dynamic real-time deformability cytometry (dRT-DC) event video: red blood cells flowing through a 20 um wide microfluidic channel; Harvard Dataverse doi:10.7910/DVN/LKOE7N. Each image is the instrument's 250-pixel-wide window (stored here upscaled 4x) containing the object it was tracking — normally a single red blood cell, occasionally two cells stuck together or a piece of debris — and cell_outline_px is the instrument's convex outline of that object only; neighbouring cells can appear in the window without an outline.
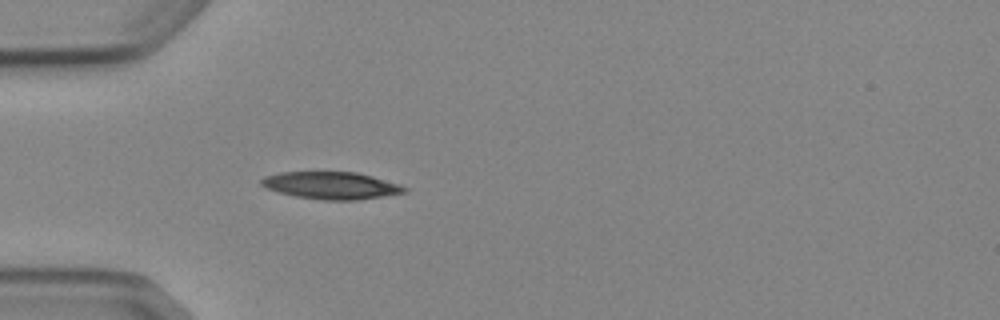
{"species": "Egyptian fruit bat (a non-hibernating species)", "species_latin": "Rousettus aegyptiacus", "temperature_condition": "cold", "stored_images_in_passage": 3, "camera_frame_rate_fps": 3000, "um_per_image_px": 0.085, "animal": {"sex": "female"}, "frame": {"image": 1, "passage_image": 3, "time_ms": 2.333, "image_size_px": [1000, 320], "cell_outline_px": [[408, 192], [356, 200], [324, 200], [296, 196], [280, 192], [268, 188], [260, 184], [260, 180], [264, 176], [280, 172], [356, 172], [372, 176], [400, 184], [408, 188]], "centroid_in_image_um": [28.18, 15.76], "position_along_channel_um": 56.8, "area_um2": 22.6}}